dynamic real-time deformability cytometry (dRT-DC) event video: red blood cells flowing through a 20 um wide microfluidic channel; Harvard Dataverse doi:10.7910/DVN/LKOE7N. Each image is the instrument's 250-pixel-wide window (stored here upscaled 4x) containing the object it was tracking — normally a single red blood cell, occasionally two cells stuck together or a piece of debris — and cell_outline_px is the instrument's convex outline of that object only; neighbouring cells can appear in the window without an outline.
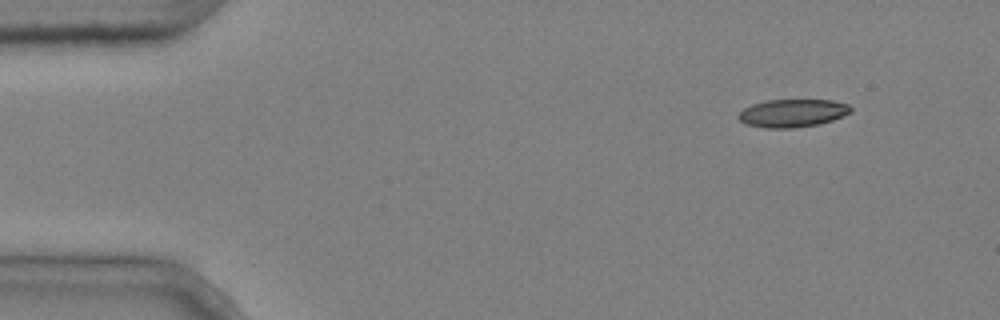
{"species": "common noctule bat (a hibernating species)", "species_latin": "Nyctalus noctula", "temperature_condition": "cold", "stored_images_in_passage": 4, "segment_of_instrument_passage": [1, 2], "camera_frame_rate_fps": 3000, "um_per_image_px": 0.085, "animal": {"sex": "male", "body_mass_g": 20.4}, "frame": {"image": 1, "passage_image": 1, "time_ms": 0.0, "image_size_px": [1000, 320], "cell_outline_px": [[852, 112], [844, 116], [820, 124], [792, 128], [768, 128], [748, 124], [740, 120], [736, 116], [744, 108], [752, 104], [768, 100], [832, 100], [848, 104], [852, 108]], "centroid_in_image_um": [67.4, 9.61], "position_along_channel_um": 17.6, "area_um2": 18.26}}